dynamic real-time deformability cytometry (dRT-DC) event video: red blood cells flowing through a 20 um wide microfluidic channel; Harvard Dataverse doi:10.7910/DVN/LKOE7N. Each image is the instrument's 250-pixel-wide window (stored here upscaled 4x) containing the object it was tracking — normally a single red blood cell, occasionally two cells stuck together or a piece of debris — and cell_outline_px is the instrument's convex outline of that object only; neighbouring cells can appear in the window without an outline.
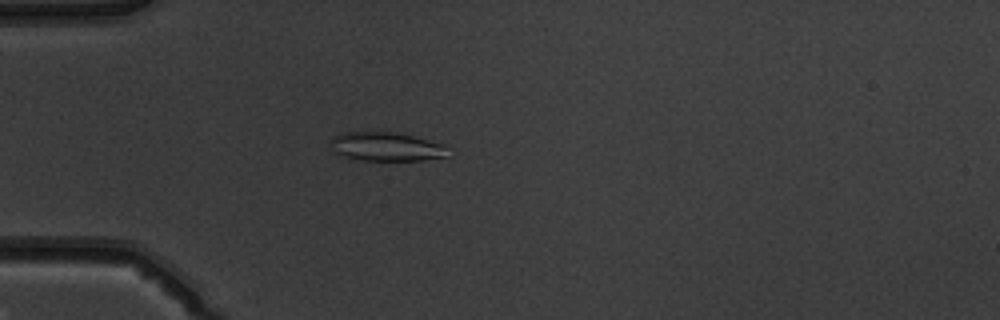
{"species": "common noctule bat (a hibernating species)", "species_latin": "Nyctalus noctula", "temperature_condition": "warm", "stored_images_in_passage": 52, "camera_frame_rate_fps": 3000, "um_per_image_px": 0.085, "animal": {"sex": "male", "body_mass_g": 19.5, "forearm_length_mm": 54.6}, "frame": {"image": 1, "passage_image": 16, "time_ms": 5.0, "image_size_px": [1000, 320], "cell_outline_px": [[444, 156], [424, 160], [348, 160], [332, 152], [332, 136], [348, 132], [396, 132], [444, 144]], "centroid_in_image_um": [32.71, 12.47], "position_along_channel_um": 52.3, "area_um2": 19.59}}
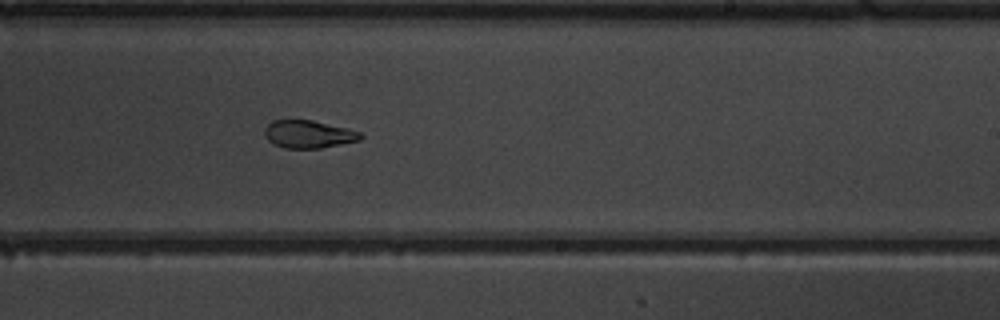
{"frame": {"image": 2, "passage_image": 33, "time_ms": 10.667, "image_size_px": [1000, 320], "cell_outline_px": [[364, 136], [360, 140], [320, 148], [284, 148], [272, 144], [264, 136], [264, 128], [272, 120], [312, 120], [348, 128], [360, 132]], "centroid_in_image_um": [26.2, 11.4], "position_along_channel_um": 262.8, "area_um2": 15.61}}
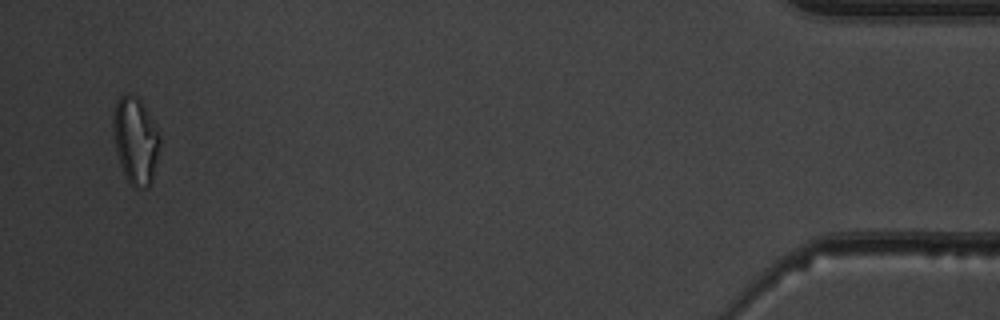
{"frame": {"image": 3, "passage_image": 51, "time_ms": 16.667, "image_size_px": [1000, 320], "cell_outline_px": [[160, 144], [152, 180], [148, 188], [136, 188], [128, 180], [120, 164], [112, 132], [112, 116], [116, 100], [124, 92], [128, 92], [136, 96], [140, 100], [152, 120], [160, 136]], "centroid_in_image_um": [11.49, 11.9], "position_along_channel_um": 423.7, "area_um2": 23.58}, "authors_computed_cell_mechanics": {"area_um2": 19.0451, "velocity_mm_per_s": 3.9493, "shape_relaxation_time_tau1_ms": null, "shape_relaxation_time_tau2_ms": 2.4441, "deformation_change_tau1": null, "deformation_change_tau2": 0.0705}}